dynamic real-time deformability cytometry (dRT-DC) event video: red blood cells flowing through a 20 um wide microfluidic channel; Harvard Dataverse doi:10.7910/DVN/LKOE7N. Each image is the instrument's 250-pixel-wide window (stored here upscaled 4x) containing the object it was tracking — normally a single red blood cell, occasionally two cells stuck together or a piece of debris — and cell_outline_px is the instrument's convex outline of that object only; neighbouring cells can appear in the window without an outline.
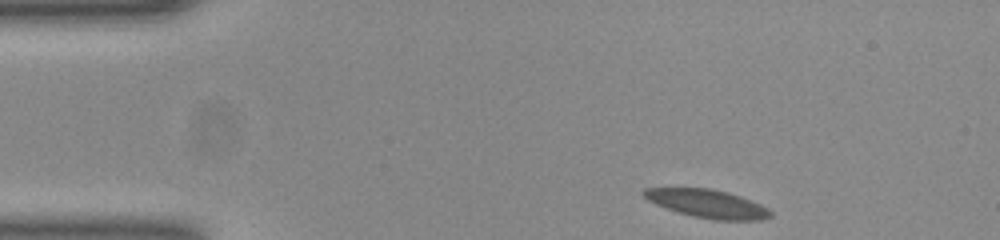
{"species": "common noctule bat (a hibernating species)", "species_latin": "Nyctalus noctula", "temperature_condition": "room temperature", "stored_images_in_passage": 47, "camera_frame_rate_fps": 3000, "um_per_image_px": 0.085, "animal": {"sex": "female", "body_mass_g": 23.0, "forearm_length_mm": 53.4}, "frame": {"image": 1, "passage_image": 1, "time_ms": 0.0, "image_size_px": [1000, 240], "cell_outline_px": [[772, 216], [760, 220], [716, 220], [692, 216], [656, 204], [648, 200], [640, 192], [644, 188], [708, 188], [728, 192], [740, 196], [760, 204], [768, 208], [772, 212]], "centroid_in_image_um": [60.14, 17.31], "position_along_channel_um": 24.9, "area_um2": 20.69}}
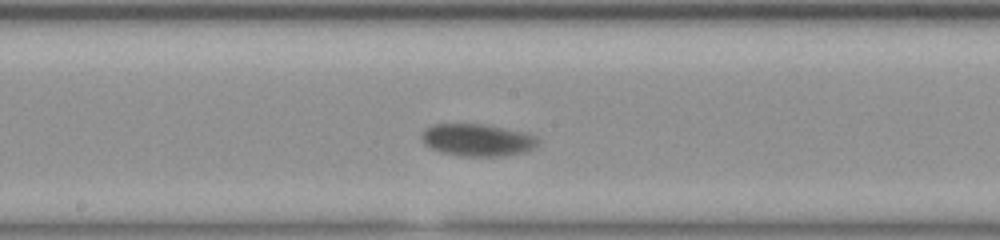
{"frame": {"image": 2, "passage_image": 21, "time_ms": 6.667, "image_size_px": [1000, 240], "cell_outline_px": [[540, 140], [532, 148], [524, 152], [504, 156], [460, 156], [440, 152], [424, 144], [420, 136], [424, 128], [432, 124], [484, 124], [528, 132], [536, 136]], "centroid_in_image_um": [40.57, 11.89], "position_along_channel_um": 207.6, "area_um2": 22.14}}
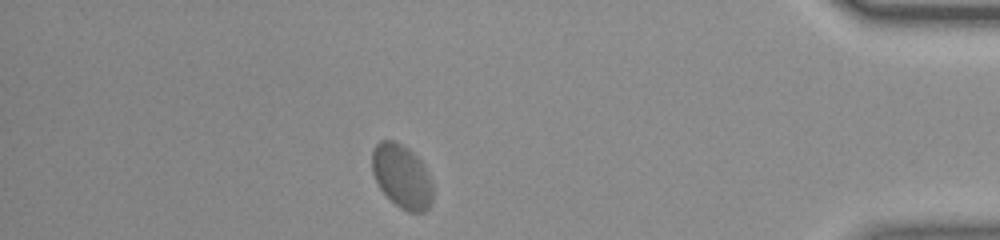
{"frame": {"image": 3, "passage_image": 40, "time_ms": 13.0, "image_size_px": [1000, 240], "cell_outline_px": [[432, 200], [428, 208], [424, 212], [408, 212], [400, 208], [380, 188], [372, 172], [372, 152], [376, 144], [380, 140], [396, 140], [408, 148], [420, 160], [432, 180]], "centroid_in_image_um": [34.16, 14.97], "position_along_channel_um": 401.0, "area_um2": 22.48}, "authors_computed_cell_mechanics": {"area_um2": 21.3282, "velocity_mm_per_s": 3.7644, "shape_relaxation_time_tau1_ms": 2.7657, "shape_relaxation_time_tau2_ms": null, "deformation_change_tau1": 0.0824, "deformation_change_tau2": null}}